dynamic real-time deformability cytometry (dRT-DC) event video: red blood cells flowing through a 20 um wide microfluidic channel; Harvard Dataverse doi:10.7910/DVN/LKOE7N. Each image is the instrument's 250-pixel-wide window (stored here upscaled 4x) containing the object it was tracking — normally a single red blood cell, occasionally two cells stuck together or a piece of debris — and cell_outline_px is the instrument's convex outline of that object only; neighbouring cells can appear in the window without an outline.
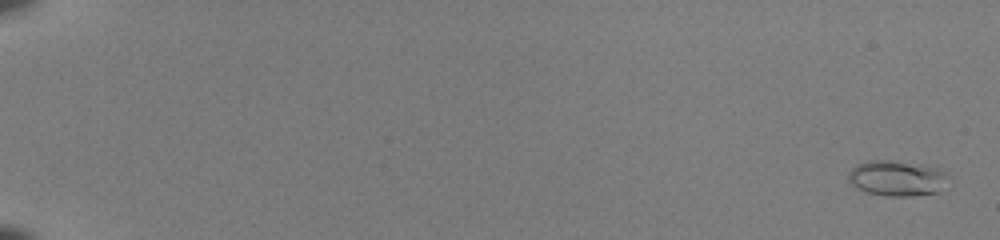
{"species": "common noctule bat (a hibernating species)", "species_latin": "Nyctalus noctula", "temperature_condition": "room temperature", "stored_images_in_passage": 46, "camera_frame_rate_fps": 3000, "um_per_image_px": 0.085, "animal": {"sex": "female", "body_mass_g": 22.0, "forearm_length_mm": 56.7}, "frame": {"image": 1, "passage_image": 2, "time_ms": 0.333, "image_size_px": [1000, 240], "cell_outline_px": [[948, 176], [936, 192], [908, 196], [888, 196], [868, 192], [856, 188], [848, 184], [848, 172], [856, 164], [868, 160], [888, 160], [940, 168]], "centroid_in_image_um": [76.13, 15.14], "position_along_channel_um": 8.9, "area_um2": 20.35}}
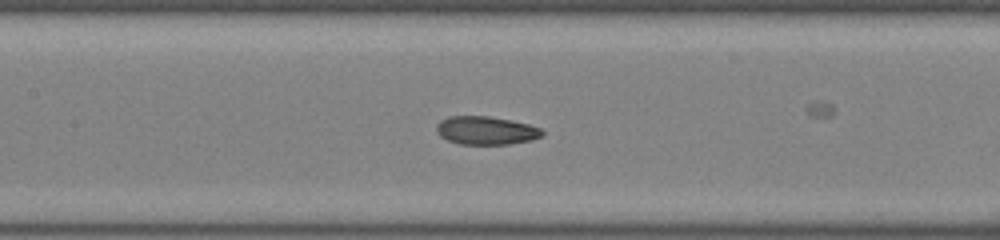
{"frame": {"image": 2, "passage_image": 29, "time_ms": 9.333, "image_size_px": [1000, 240], "cell_outline_px": [[544, 136], [532, 140], [508, 144], [460, 144], [448, 140], [440, 136], [436, 132], [436, 124], [440, 120], [448, 116], [488, 116], [528, 124], [540, 128], [544, 132]], "centroid_in_image_um": [41.29, 11.09], "position_along_channel_um": 166.1, "area_um2": 17.46}}
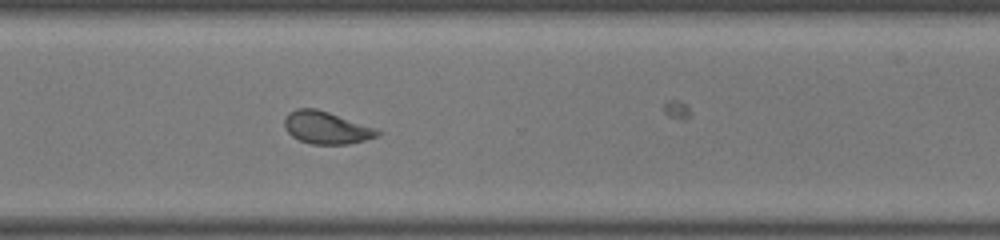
{"frame": {"image": 3, "passage_image": 42, "time_ms": 13.667, "image_size_px": [1000, 240], "cell_outline_px": [[380, 132], [376, 136], [364, 140], [348, 144], [312, 144], [300, 140], [292, 136], [284, 128], [284, 120], [288, 112], [296, 108], [316, 108], [380, 128]], "centroid_in_image_um": [27.75, 10.83], "position_along_channel_um": 342.9, "area_um2": 17.74}}